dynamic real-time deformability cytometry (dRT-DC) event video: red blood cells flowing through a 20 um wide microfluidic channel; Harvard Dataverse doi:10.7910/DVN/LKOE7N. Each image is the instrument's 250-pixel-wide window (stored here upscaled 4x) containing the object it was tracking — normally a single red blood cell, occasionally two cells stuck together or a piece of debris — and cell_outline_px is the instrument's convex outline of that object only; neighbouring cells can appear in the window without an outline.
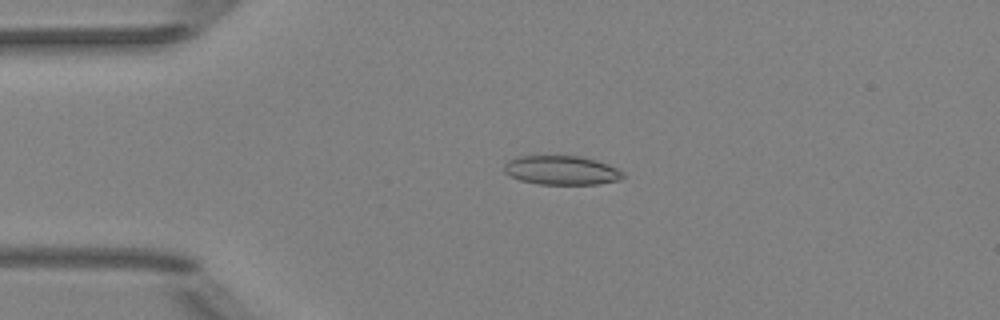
{"species": "Egyptian fruit bat (a non-hibernating species)", "species_latin": "Rousettus aegyptiacus", "temperature_condition": "room temperature", "stored_images_in_passage": 3, "camera_frame_rate_fps": 3000, "um_per_image_px": 0.085, "animal": {"sex": "female"}, "frame": {"image": 1, "passage_image": 3, "time_ms": 3.333, "image_size_px": [1000, 320], "cell_outline_px": [[624, 176], [620, 180], [596, 184], [540, 184], [520, 180], [504, 172], [504, 164], [508, 160], [516, 156], [584, 156], [608, 164], [624, 172]], "centroid_in_image_um": [47.73, 14.46], "position_along_channel_um": 37.3, "area_um2": 20.17}}